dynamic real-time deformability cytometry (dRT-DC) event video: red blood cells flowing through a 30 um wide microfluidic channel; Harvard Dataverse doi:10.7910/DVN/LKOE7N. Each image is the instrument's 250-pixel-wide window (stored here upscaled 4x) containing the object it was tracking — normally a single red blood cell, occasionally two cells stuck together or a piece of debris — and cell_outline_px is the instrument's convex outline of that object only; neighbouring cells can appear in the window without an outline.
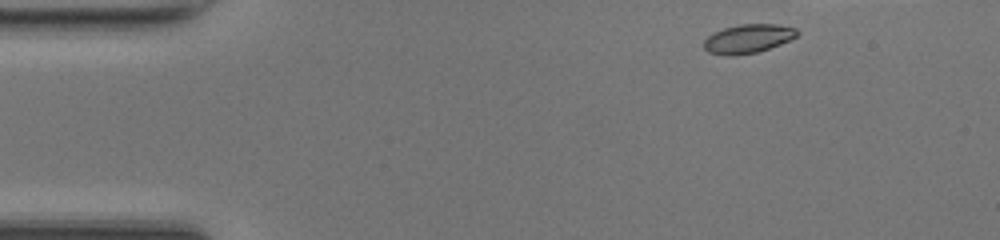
{"species": "common noctule bat (a hibernating species)", "species_latin": "Nyctalus noctula", "temperature_condition": "room temperature", "stored_images_in_passage": 33, "camera_frame_rate_fps": 3000, "um_per_image_px": 0.085, "animal": {"sex": "female", "body_mass_g": 17.0, "forearm_length_mm": 48.0}, "frame": {"image": 1, "passage_image": 1, "time_ms": 0.0, "image_size_px": [1000, 240], "cell_outline_px": [[800, 32], [796, 36], [780, 44], [756, 52], [728, 56], [708, 52], [704, 48], [704, 40], [708, 36], [724, 28], [740, 24], [776, 24], [796, 28]], "centroid_in_image_um": [63.58, 3.28], "position_along_channel_um": 21.4, "area_um2": 15.43}}
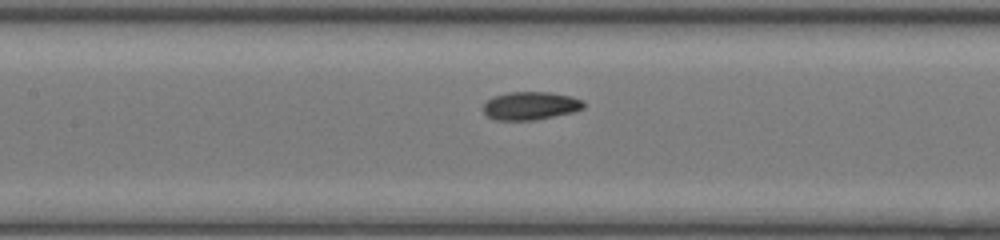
{"frame": {"image": 2, "passage_image": 17, "time_ms": 5.333, "image_size_px": [1000, 240], "cell_outline_px": [[584, 108], [572, 112], [532, 120], [496, 120], [488, 116], [484, 112], [484, 104], [492, 96], [508, 92], [548, 92], [572, 96], [584, 100]], "centroid_in_image_um": [45.09, 8.97], "position_along_channel_um": 162.3, "area_um2": 16.36}}
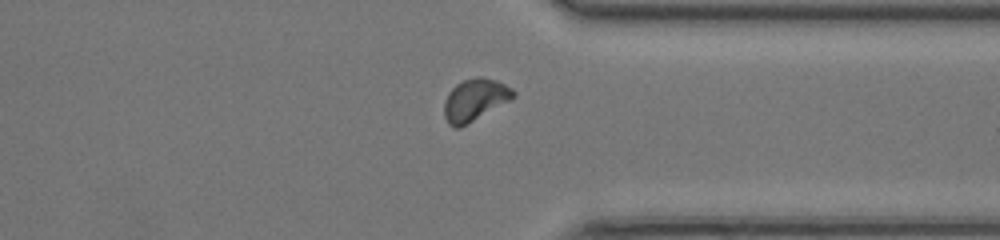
{"frame": {"image": 3, "passage_image": 32, "time_ms": 10.333, "image_size_px": [1000, 240], "cell_outline_px": [[516, 96], [512, 100], [460, 128], [456, 128], [448, 124], [444, 116], [444, 100], [448, 92], [456, 84], [464, 80], [476, 76], [480, 76], [496, 80], [512, 88], [516, 92]], "centroid_in_image_um": [40.37, 8.49], "position_along_channel_um": 371.0, "area_um2": 17.22}}